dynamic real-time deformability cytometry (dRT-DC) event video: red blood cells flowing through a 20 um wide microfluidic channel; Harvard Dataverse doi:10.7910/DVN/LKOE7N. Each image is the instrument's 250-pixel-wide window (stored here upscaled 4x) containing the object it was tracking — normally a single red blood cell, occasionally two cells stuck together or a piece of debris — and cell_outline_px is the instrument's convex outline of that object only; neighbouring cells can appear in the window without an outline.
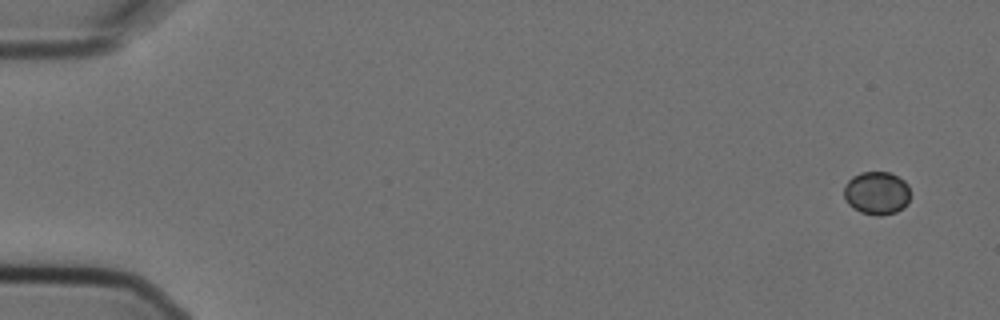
{"species": "Egyptian fruit bat (a non-hibernating species)", "species_latin": "Rousettus aegyptiacus", "temperature_condition": "cold", "stored_images_in_passage": 5, "camera_frame_rate_fps": 3000, "um_per_image_px": 0.085, "animal": {"sex": "female"}, "frame": {"image": 1, "passage_image": 1, "time_ms": 0.0, "image_size_px": [1000, 320], "cell_outline_px": [[908, 204], [904, 208], [896, 212], [880, 216], [876, 216], [860, 212], [852, 208], [848, 204], [844, 196], [844, 188], [848, 180], [852, 176], [860, 172], [888, 172], [904, 180], [908, 184]], "centroid_in_image_um": [74.5, 16.42], "position_along_channel_um": 10.5, "area_um2": 16.76}}
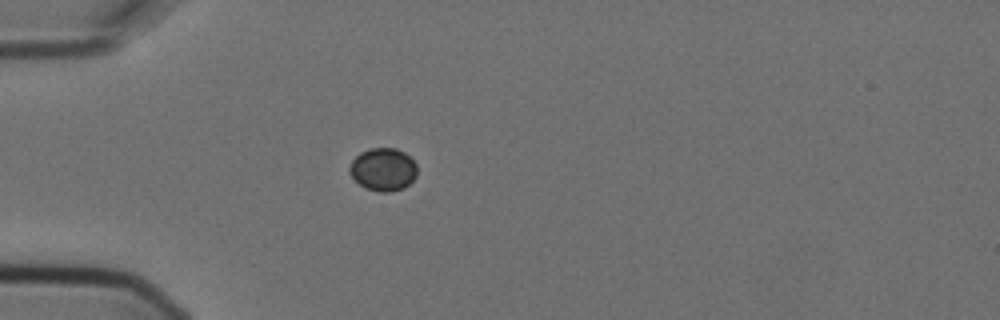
{"frame": {"image": 2, "passage_image": 5, "time_ms": 1.333, "image_size_px": [1000, 320], "cell_outline_px": [[416, 176], [404, 188], [388, 192], [380, 192], [368, 188], [360, 184], [348, 172], [348, 168], [352, 160], [360, 152], [368, 148], [396, 148], [404, 152], [416, 164]], "centroid_in_image_um": [32.55, 14.38], "position_along_channel_um": 52.4, "area_um2": 16.76}}